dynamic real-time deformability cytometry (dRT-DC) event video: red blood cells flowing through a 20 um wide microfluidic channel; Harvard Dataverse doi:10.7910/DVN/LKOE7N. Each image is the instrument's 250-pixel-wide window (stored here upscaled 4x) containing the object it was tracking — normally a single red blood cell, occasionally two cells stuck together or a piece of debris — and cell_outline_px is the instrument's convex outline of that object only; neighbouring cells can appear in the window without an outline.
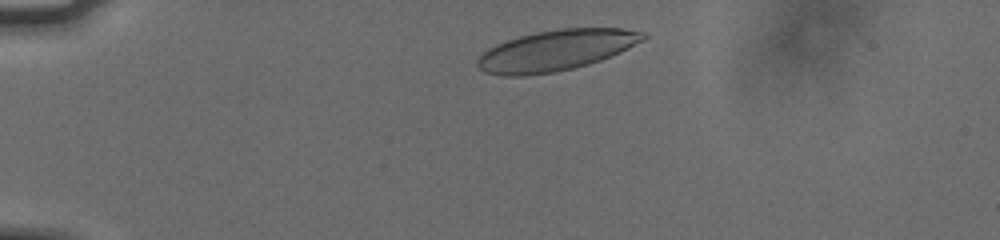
{"species": "human", "species_latin": "Homo sapiens", "temperature_condition": "cold", "stored_images_in_passage": 41, "camera_frame_rate_fps": 3000, "um_per_image_px": 0.085, "donor": {"sex": "male"}, "frame": {"image": 1, "passage_image": 4, "time_ms": 1.0, "image_size_px": [1000, 240], "cell_outline_px": [[648, 36], [644, 40], [620, 52], [600, 60], [588, 64], [572, 68], [552, 72], [524, 76], [504, 76], [484, 72], [476, 64], [476, 60], [488, 48], [496, 44], [520, 36], [536, 32], [560, 28], [624, 28], [648, 32]], "centroid_in_image_um": [47.29, 4.27], "position_along_channel_um": 37.7, "area_um2": 39.3}}
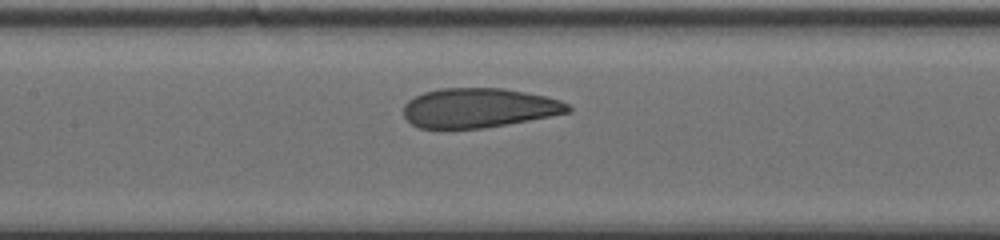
{"frame": {"image": 2, "passage_image": 19, "time_ms": 6.0, "image_size_px": [1000, 240], "cell_outline_px": [[572, 112], [484, 128], [420, 128], [412, 124], [404, 116], [404, 104], [408, 100], [424, 92], [440, 88], [504, 88], [544, 96], [560, 100], [568, 104], [572, 108]], "centroid_in_image_um": [40.7, 9.17], "position_along_channel_um": 166.7, "area_um2": 37.69}}
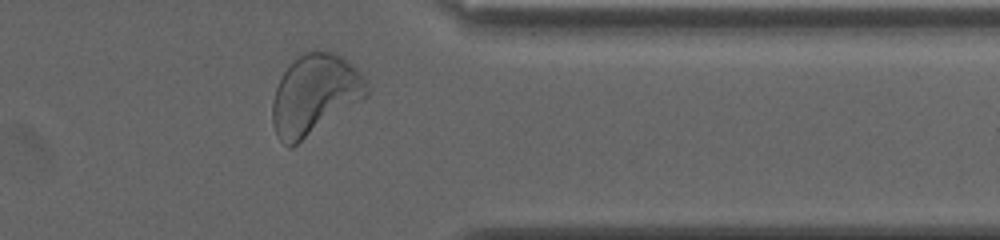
{"frame": {"image": 3, "passage_image": 37, "time_ms": 12.0, "image_size_px": [1000, 240], "cell_outline_px": [[368, 96], [292, 148], [288, 148], [276, 136], [272, 124], [272, 100], [276, 88], [284, 72], [300, 56], [316, 48], [332, 52], [340, 56], [356, 68], [360, 72], [368, 84]], "centroid_in_image_um": [26.74, 8.07], "position_along_channel_um": 384.7, "area_um2": 43.99}, "authors_computed_cell_mechanics": {"area_um2": 39.0728, "velocity_mm_per_s": 3.7368, "shape_relaxation_time_tau1_ms": 4.5845, "shape_relaxation_time_tau2_ms": 0.9745, "deformation_change_tau1": 0.1409, "deformation_change_tau2": 0.0787}}